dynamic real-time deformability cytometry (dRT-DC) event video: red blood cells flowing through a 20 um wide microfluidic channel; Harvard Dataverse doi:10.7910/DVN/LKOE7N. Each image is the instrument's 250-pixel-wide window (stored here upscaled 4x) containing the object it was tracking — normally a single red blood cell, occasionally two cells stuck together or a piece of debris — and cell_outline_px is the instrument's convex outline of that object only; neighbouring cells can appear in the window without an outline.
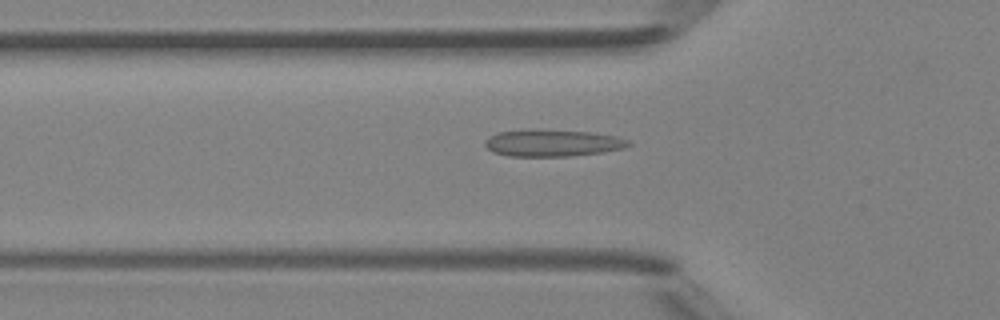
{"species": "Egyptian fruit bat (a non-hibernating species)", "species_latin": "Rousettus aegyptiacus", "temperature_condition": "room temperature", "stored_images_in_passage": 40, "camera_frame_rate_fps": 3000, "um_per_image_px": 0.085, "animal": {"sex": "female"}, "frame": {"image": 1, "passage_image": 14, "time_ms": 4.333, "image_size_px": [1000, 320], "cell_outline_px": [[632, 144], [624, 148], [604, 152], [568, 156], [508, 156], [492, 152], [484, 144], [484, 140], [488, 136], [496, 132], [532, 128], [592, 132], [616, 136], [628, 140]], "centroid_in_image_um": [46.92, 12.13], "position_along_channel_um": 78.9, "area_um2": 22.95}}
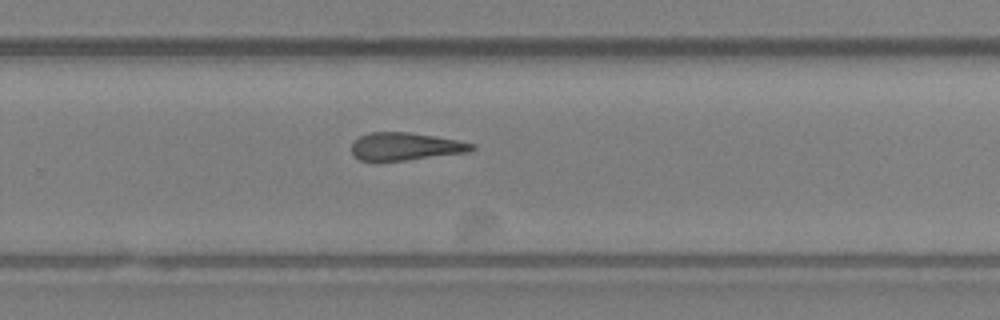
{"frame": {"image": 2, "passage_image": 29, "time_ms": 9.333, "image_size_px": [1000, 320], "cell_outline_px": [[476, 148], [468, 152], [404, 160], [360, 160], [352, 152], [352, 144], [360, 136], [368, 132], [408, 132], [456, 140], [476, 144]], "centroid_in_image_um": [34.48, 12.44], "position_along_channel_um": 295.3, "area_um2": 19.02}}
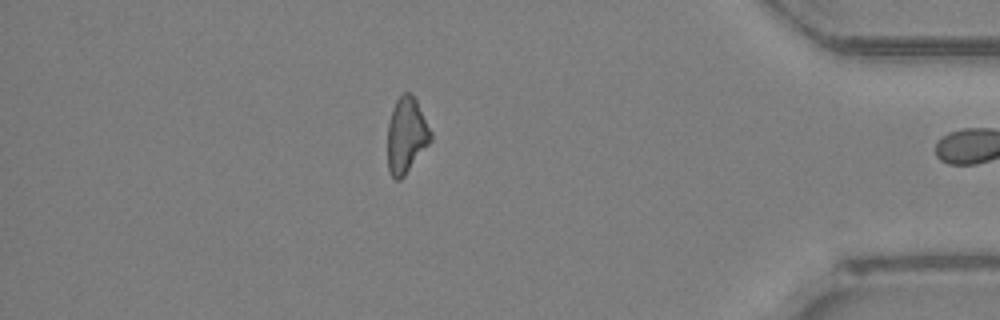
{"frame": {"image": 3, "passage_image": 39, "time_ms": 12.667, "image_size_px": [1000, 320], "cell_outline_px": [[432, 140], [404, 176], [400, 180], [396, 180], [388, 172], [388, 124], [392, 108], [396, 100], [404, 92], [412, 92], [432, 132]], "centroid_in_image_um": [34.54, 11.49], "position_along_channel_um": 400.7, "area_um2": 19.07}, "authors_computed_cell_mechanics": {"area_um2": 20.4034, "velocity_mm_per_s": 4.3407, "shape_relaxation_time_tau1_ms": null, "shape_relaxation_time_tau2_ms": 2.5448, "deformation_change_tau1": null, "deformation_change_tau2": 0.1246}}